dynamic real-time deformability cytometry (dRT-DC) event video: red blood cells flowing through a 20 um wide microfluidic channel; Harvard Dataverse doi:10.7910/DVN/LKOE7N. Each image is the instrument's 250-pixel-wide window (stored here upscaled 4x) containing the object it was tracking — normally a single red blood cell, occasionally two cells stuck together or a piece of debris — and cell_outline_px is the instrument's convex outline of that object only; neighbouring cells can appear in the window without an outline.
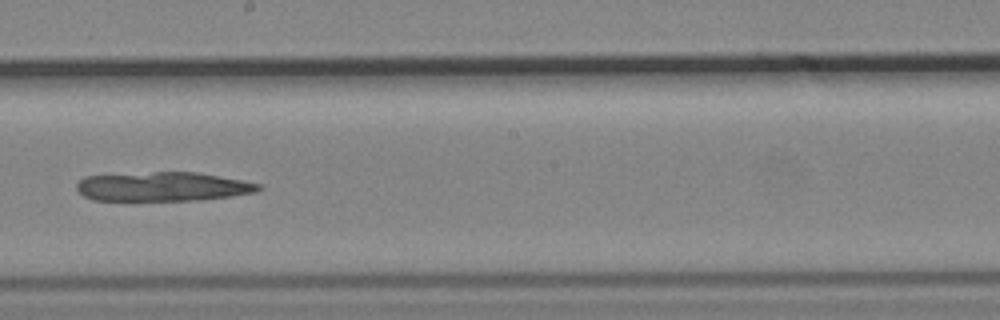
{"species": "common noctule bat (a hibernating species)", "species_latin": "Nyctalus noctula", "temperature_condition": "cold", "stored_images_in_passage": 8, "camera_frame_rate_fps": 3000, "um_per_image_px": 0.085, "animal": {"sex": "male", "body_mass_g": 19.2, "forearm_length_mm": 51.8}, "frame": {"image": 1, "passage_image": 8, "time_ms": 9.0, "image_size_px": [1000, 320], "cell_outline_px": [[264, 188], [256, 192], [232, 196], [200, 200], [92, 200], [84, 196], [76, 188], [76, 184], [84, 176], [152, 172], [196, 172], [264, 184]], "centroid_in_image_um": [13.88, 15.86], "position_along_channel_um": 234.3, "area_um2": 30.98}}